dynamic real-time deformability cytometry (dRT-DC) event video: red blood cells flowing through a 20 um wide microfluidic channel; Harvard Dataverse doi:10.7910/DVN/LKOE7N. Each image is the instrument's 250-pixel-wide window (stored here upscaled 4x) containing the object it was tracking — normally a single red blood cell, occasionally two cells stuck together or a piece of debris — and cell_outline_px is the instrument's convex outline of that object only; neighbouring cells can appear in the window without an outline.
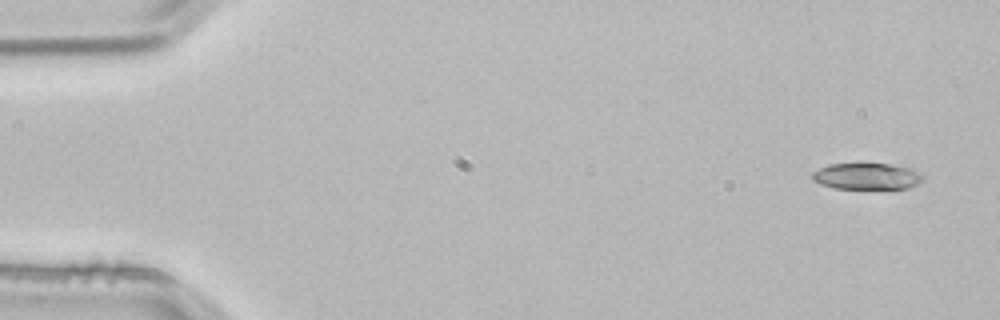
{"species": "common noctule bat (a hibernating species)", "species_latin": "Nyctalus noctula", "temperature_condition": "room temperature", "stored_images_in_passage": 3, "camera_frame_rate_fps": 3000, "um_per_image_px": 0.085, "animal": {"sex": "male", "body_mass_g": 21.5, "forearm_length_mm": 52.0}, "frame": {"image": 1, "passage_image": 1, "time_ms": 0.0, "image_size_px": [1000, 320], "cell_outline_px": [[924, 180], [908, 188], [836, 188], [820, 184], [812, 180], [812, 172], [828, 164], [888, 164], [912, 168], [924, 176]], "centroid_in_image_um": [73.68, 14.98], "position_along_channel_um": 11.3, "area_um2": 16.88}}
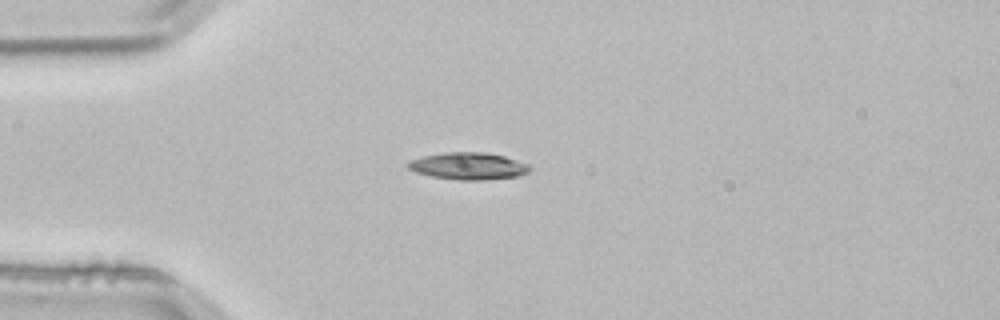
{"frame": {"image": 2, "passage_image": 3, "time_ms": 0.667, "image_size_px": [1000, 320], "cell_outline_px": [[532, 168], [528, 172], [520, 176], [484, 180], [456, 180], [432, 176], [416, 172], [408, 168], [408, 164], [412, 160], [424, 156], [444, 152], [488, 152], [504, 156], [528, 164]], "centroid_in_image_um": [39.86, 14.11], "position_along_channel_um": 45.1, "area_um2": 19.19}}